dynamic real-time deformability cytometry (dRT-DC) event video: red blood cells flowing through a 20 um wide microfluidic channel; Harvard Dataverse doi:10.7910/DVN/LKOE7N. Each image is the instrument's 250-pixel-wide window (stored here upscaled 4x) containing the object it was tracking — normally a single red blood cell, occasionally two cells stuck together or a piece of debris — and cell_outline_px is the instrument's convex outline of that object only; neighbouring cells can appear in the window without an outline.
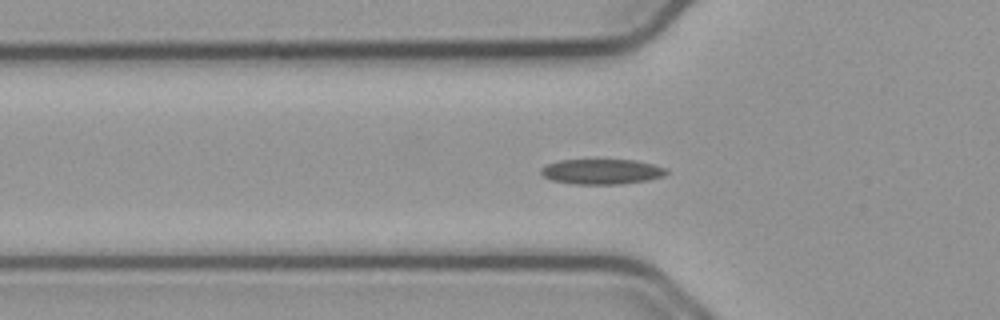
{"species": "common noctule bat (a hibernating species)", "species_latin": "Nyctalus noctula", "temperature_condition": "cold", "stored_images_in_passage": 40, "camera_frame_rate_fps": 3000, "um_per_image_px": 0.085, "animal": {"sex": "male", "body_mass_g": 23.1, "forearm_length_mm": 52.7}, "frame": {"image": 1, "passage_image": 14, "time_ms": 4.333, "image_size_px": [1000, 320], "cell_outline_px": [[668, 172], [664, 176], [648, 180], [620, 184], [572, 184], [552, 180], [544, 176], [540, 172], [540, 168], [548, 164], [560, 160], [636, 160], [668, 168]], "centroid_in_image_um": [51.17, 14.59], "position_along_channel_um": 74.6, "area_um2": 18.44}}
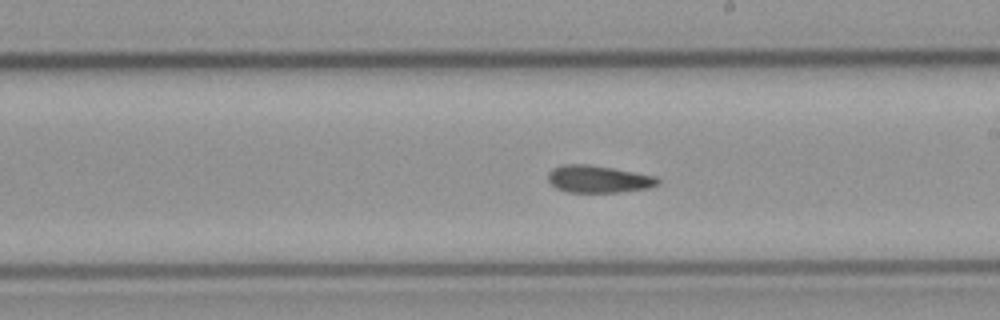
{"frame": {"image": 2, "passage_image": 27, "time_ms": 8.667, "image_size_px": [1000, 320], "cell_outline_px": [[660, 184], [648, 188], [620, 192], [564, 192], [556, 188], [548, 180], [548, 172], [552, 168], [564, 164], [588, 164], [612, 168], [656, 176], [660, 180]], "centroid_in_image_um": [50.85, 15.22], "position_along_channel_um": 238.1, "area_um2": 17.51}}
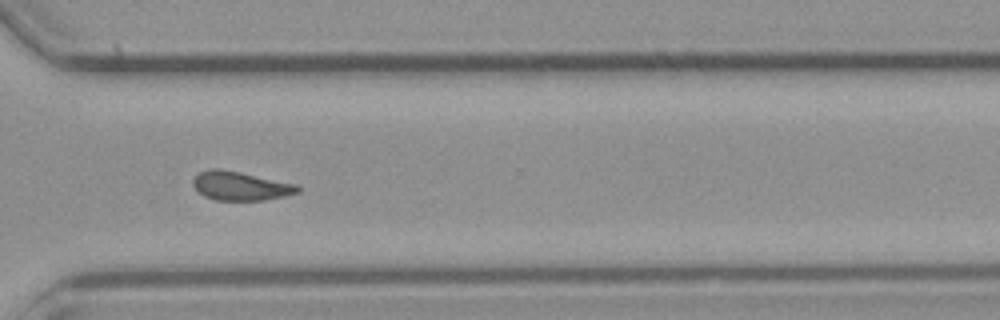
{"frame": {"image": 3, "passage_image": 36, "time_ms": 11.667, "image_size_px": [1000, 320], "cell_outline_px": [[300, 192], [284, 196], [264, 200], [216, 200], [204, 196], [192, 184], [192, 180], [200, 172], [212, 168], [216, 168], [296, 184], [300, 188]], "centroid_in_image_um": [20.43, 15.82], "position_along_channel_um": 350.2, "area_um2": 17.17}, "authors_computed_cell_mechanics": {"area_um2": 17.7735, "velocity_mm_per_s": 3.7428, "shape_relaxation_time_tau1_ms": null, "shape_relaxation_time_tau2_ms": 7.2855, "deformation_change_tau1": null, "deformation_change_tau2": 0.1406}}